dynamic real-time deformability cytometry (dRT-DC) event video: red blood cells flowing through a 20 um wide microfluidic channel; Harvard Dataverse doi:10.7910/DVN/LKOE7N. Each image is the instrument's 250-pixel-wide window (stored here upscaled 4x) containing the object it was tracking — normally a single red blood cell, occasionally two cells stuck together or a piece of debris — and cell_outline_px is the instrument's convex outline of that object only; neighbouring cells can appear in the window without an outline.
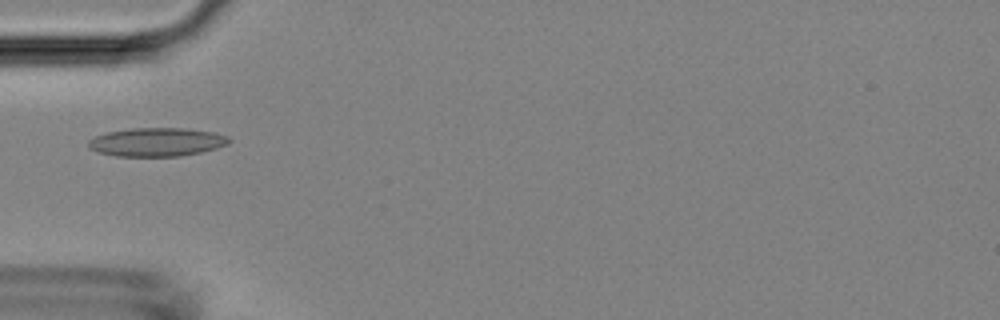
{"species": "Egyptian fruit bat (a non-hibernating species)", "species_latin": "Rousettus aegyptiacus", "temperature_condition": "room temperature", "stored_images_in_passage": 5, "camera_frame_rate_fps": 3000, "um_per_image_px": 0.085, "animal": {"sex": "female"}, "frame": {"image": 1, "passage_image": 5, "time_ms": 4.333, "image_size_px": [1000, 320], "cell_outline_px": [[232, 140], [228, 144], [216, 148], [200, 152], [180, 156], [116, 156], [100, 152], [88, 148], [88, 140], [96, 136], [108, 132], [132, 128], [184, 128], [212, 132], [228, 136]], "centroid_in_image_um": [13.33, 12.07], "position_along_channel_um": 71.7, "area_um2": 23.29}}